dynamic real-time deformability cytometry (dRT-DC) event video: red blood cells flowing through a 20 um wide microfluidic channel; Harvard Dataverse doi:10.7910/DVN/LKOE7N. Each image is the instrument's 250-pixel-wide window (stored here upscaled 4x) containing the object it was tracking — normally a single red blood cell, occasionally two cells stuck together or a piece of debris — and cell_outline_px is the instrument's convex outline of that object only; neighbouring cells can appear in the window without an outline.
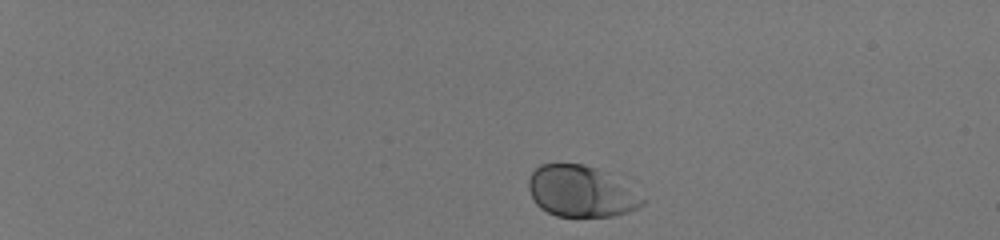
{"species": "human", "species_latin": "Homo sapiens", "temperature_condition": "room temperature", "stored_images_in_passage": 43, "camera_frame_rate_fps": 3000, "um_per_image_px": 0.085, "donor": {"sex": "male"}, "frame": {"image": 1, "passage_image": 1, "time_ms": 0.0, "image_size_px": [1000, 240], "cell_outline_px": [[648, 200], [640, 208], [628, 212], [612, 216], [556, 216], [540, 208], [536, 204], [528, 188], [528, 176], [540, 164], [584, 164], [596, 168], [604, 172]], "centroid_in_image_um": [49.36, 16.28], "position_along_channel_um": 35.6, "area_um2": 33.7}}
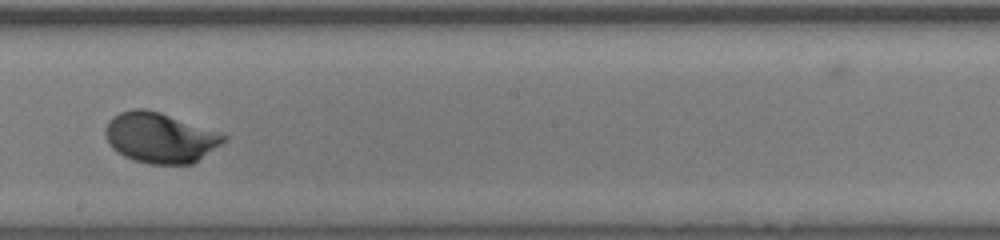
{"frame": {"image": 2, "passage_image": 25, "time_ms": 8.0, "image_size_px": [1000, 240], "cell_outline_px": [[228, 140], [192, 164], [148, 164], [124, 156], [116, 152], [112, 148], [104, 132], [104, 128], [108, 120], [112, 116], [120, 112], [132, 108], [144, 108], [160, 112], [228, 136]], "centroid_in_image_um": [13.57, 11.7], "position_along_channel_um": 234.6, "area_um2": 34.62}}
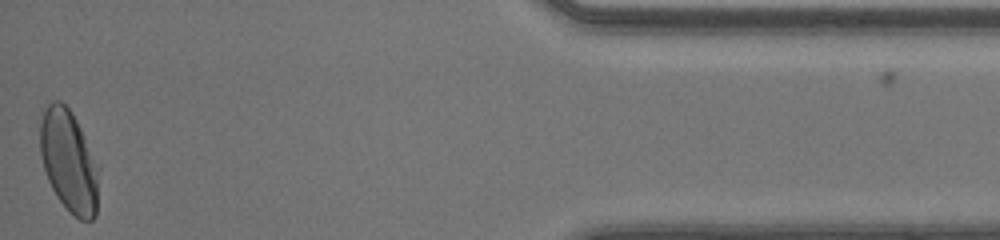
{"frame": {"image": 3, "passage_image": 43, "time_ms": 14.0, "image_size_px": [1000, 240], "cell_outline_px": [[100, 168], [96, 216], [92, 220], [80, 220], [56, 196], [48, 180], [44, 168], [40, 152], [40, 124], [44, 112], [48, 104], [52, 100], [60, 100], [72, 112]], "centroid_in_image_um": [5.87, 13.7], "position_along_channel_um": 429.3, "area_um2": 34.74}, "authors_computed_cell_mechanics": {"area_um2": 33.5818, "velocity_mm_per_s": 4.0923, "shape_relaxation_time_tau1_ms": 1.8322, "shape_relaxation_time_tau2_ms": null, "deformation_change_tau1": 0.1278, "deformation_change_tau2": null}}